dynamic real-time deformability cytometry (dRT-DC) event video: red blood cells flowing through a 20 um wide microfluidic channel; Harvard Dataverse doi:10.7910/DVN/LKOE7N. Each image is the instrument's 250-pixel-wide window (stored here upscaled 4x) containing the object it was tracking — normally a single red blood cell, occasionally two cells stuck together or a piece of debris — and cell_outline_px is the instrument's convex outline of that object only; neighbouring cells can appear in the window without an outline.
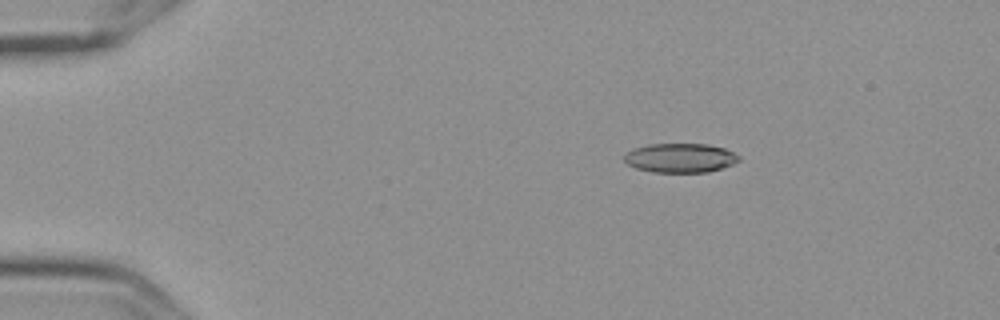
{"species": "Egyptian fruit bat (a non-hibernating species)", "species_latin": "Rousettus aegyptiacus", "temperature_condition": "cold", "stored_images_in_passage": 6, "camera_frame_rate_fps": 3000, "um_per_image_px": 0.085, "frame": {"image": 1, "passage_image": 3, "time_ms": 0.667, "image_size_px": [1000, 320], "cell_outline_px": [[740, 160], [732, 164], [708, 172], [652, 172], [636, 168], [628, 164], [624, 160], [624, 156], [632, 148], [648, 144], [708, 144], [724, 148], [740, 156]], "centroid_in_image_um": [57.81, 13.42], "position_along_channel_um": 27.2, "area_um2": 19.48}}